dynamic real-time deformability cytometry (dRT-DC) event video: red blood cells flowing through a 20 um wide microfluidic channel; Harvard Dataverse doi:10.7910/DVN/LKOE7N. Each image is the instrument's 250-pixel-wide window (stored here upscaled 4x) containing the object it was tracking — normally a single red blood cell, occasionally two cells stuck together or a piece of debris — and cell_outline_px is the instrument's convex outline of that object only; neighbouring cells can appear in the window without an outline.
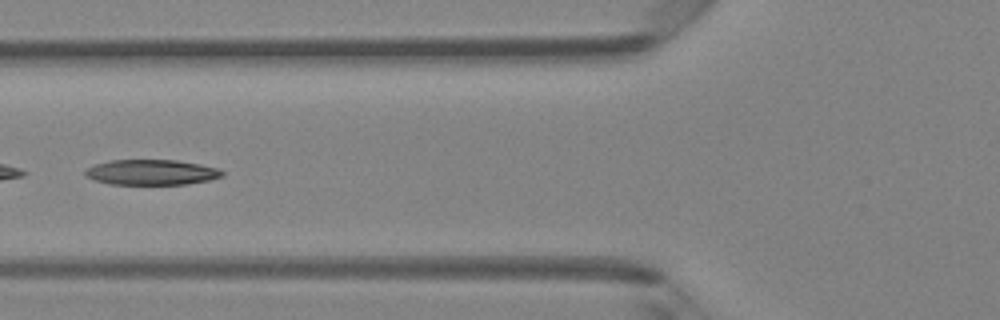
{"species": "Egyptian fruit bat (a non-hibernating species)", "species_latin": "Rousettus aegyptiacus", "temperature_condition": "room temperature", "stored_images_in_passage": 48, "camera_frame_rate_fps": 3000, "um_per_image_px": 0.085, "animal": {"sex": "female"}, "frame": {"image": 1, "passage_image": 19, "time_ms": 6.0, "image_size_px": [1000, 320], "cell_outline_px": [[224, 176], [208, 180], [184, 184], [108, 184], [84, 176], [84, 172], [88, 168], [96, 164], [108, 160], [176, 160], [200, 164], [216, 168], [224, 172]], "centroid_in_image_um": [12.86, 14.64], "position_along_channel_um": 112.9, "area_um2": 20.11}}
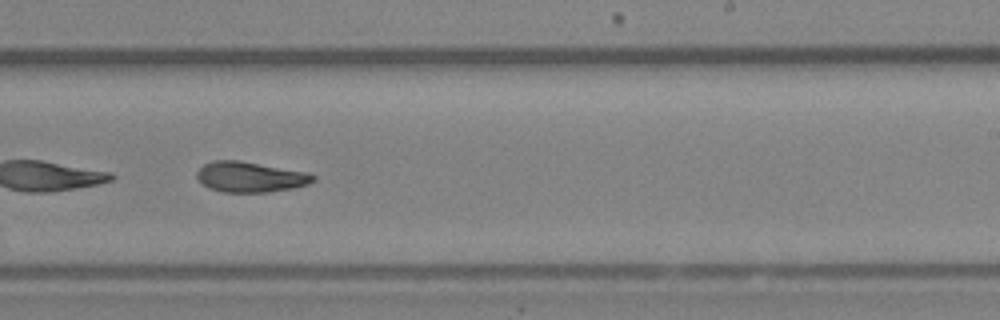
{"frame": {"image": 2, "passage_image": 30, "time_ms": 9.667, "image_size_px": [1000, 320], "cell_outline_px": [[316, 180], [308, 184], [292, 188], [268, 192], [220, 192], [208, 188], [196, 176], [196, 172], [204, 164], [212, 160], [240, 160], [308, 172], [316, 176]], "centroid_in_image_um": [21.28, 15.03], "position_along_channel_um": 267.7, "area_um2": 20.75}}
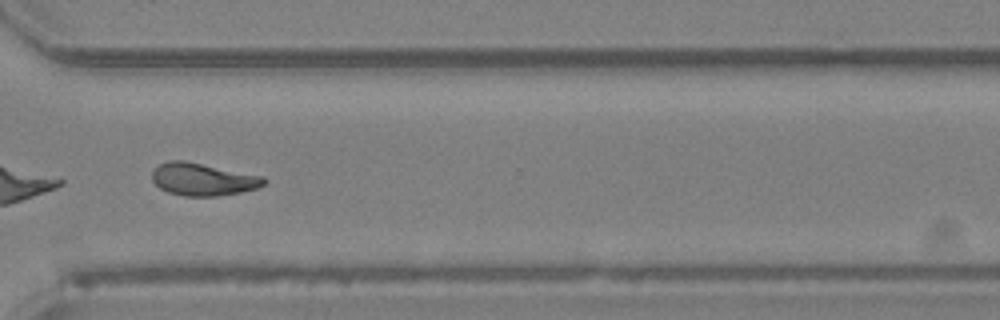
{"frame": {"image": 3, "passage_image": 36, "time_ms": 11.667, "image_size_px": [1000, 320], "cell_outline_px": [[268, 180], [264, 184], [256, 188], [240, 192], [220, 196], [184, 196], [168, 192], [160, 188], [152, 180], [152, 172], [160, 164], [168, 160], [184, 160], [264, 176]], "centroid_in_image_um": [17.26, 15.24], "position_along_channel_um": 353.3, "area_um2": 21.21}, "authors_computed_cell_mechanics": {"area_um2": 21.0392, "velocity_mm_per_s": 4.2488, "shape_relaxation_time_tau1_ms": 4.3893, "shape_relaxation_time_tau2_ms": 4.008, "deformation_change_tau1": 0.1725, "deformation_change_tau2": 0.1177}}